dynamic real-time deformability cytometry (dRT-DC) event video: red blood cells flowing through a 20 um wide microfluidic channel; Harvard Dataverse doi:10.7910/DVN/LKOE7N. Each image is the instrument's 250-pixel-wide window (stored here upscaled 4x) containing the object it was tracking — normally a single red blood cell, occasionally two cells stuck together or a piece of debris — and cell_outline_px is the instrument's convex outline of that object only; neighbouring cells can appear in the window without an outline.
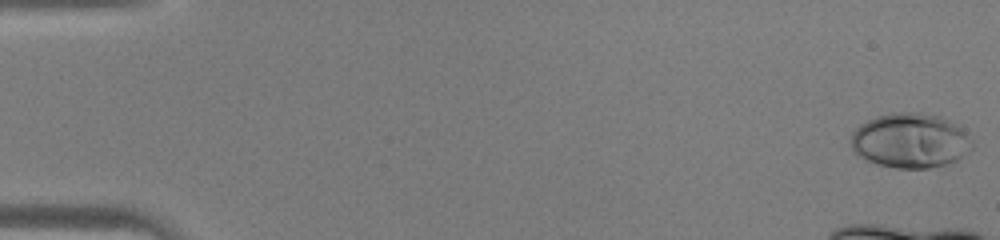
{"species": "human", "species_latin": "Homo sapiens", "temperature_condition": "warm", "stored_images_in_passage": 12, "camera_frame_rate_fps": 3000, "um_per_image_px": 0.085, "donor": {"sex": "male"}, "frame": {"image": 1, "passage_image": 1, "time_ms": 0.0, "image_size_px": [1000, 240], "cell_outline_px": [[972, 148], [968, 152], [956, 160], [948, 164], [928, 168], [896, 168], [880, 164], [868, 160], [860, 156], [852, 148], [852, 132], [860, 124], [876, 116], [892, 112], [920, 112], [940, 116], [960, 124], [972, 140]], "centroid_in_image_um": [77.42, 11.93], "position_along_channel_um": 7.6, "area_um2": 38.84}}